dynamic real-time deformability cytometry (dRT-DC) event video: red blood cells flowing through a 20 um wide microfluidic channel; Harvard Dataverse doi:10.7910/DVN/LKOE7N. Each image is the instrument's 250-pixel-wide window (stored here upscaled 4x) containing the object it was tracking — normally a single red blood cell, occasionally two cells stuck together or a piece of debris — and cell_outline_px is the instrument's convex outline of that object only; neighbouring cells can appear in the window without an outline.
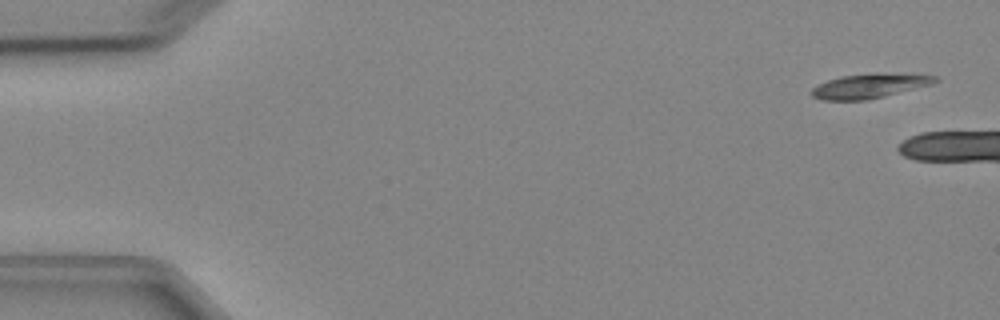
{"species": "Egyptian fruit bat (a non-hibernating species)", "species_latin": "Rousettus aegyptiacus", "temperature_condition": "cold", "stored_images_in_passage": 8, "camera_frame_rate_fps": 3000, "um_per_image_px": 0.085, "animal": {"sex": "female"}, "frame": {"image": 1, "passage_image": 1, "time_ms": 0.0, "image_size_px": [1000, 320], "cell_outline_px": [[940, 80], [932, 84], [868, 100], [820, 100], [812, 96], [808, 92], [812, 88], [828, 80], [840, 76], [876, 72], [880, 72], [936, 76]], "centroid_in_image_um": [73.88, 7.3], "position_along_channel_um": 11.1, "area_um2": 17.74}}